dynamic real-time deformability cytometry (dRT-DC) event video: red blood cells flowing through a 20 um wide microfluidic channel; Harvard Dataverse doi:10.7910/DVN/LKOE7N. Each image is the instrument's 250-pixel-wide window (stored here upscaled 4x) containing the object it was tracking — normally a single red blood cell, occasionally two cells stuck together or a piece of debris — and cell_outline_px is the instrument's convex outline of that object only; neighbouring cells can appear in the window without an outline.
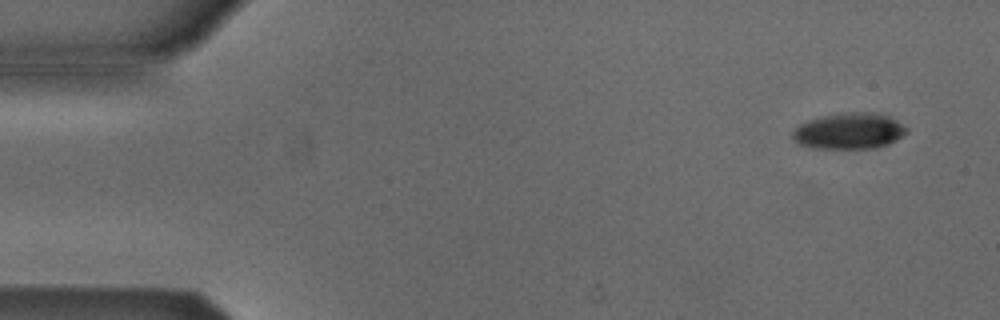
{"species": "Egyptian fruit bat (a non-hibernating species)", "species_latin": "Rousettus aegyptiacus", "temperature_condition": "cold", "stored_images_in_passage": 6, "camera_frame_rate_fps": 3000, "um_per_image_px": 0.085, "animal": {"sex": "male"}, "frame": {"image": 1, "passage_image": 1, "time_ms": 0.0, "image_size_px": [1000, 320], "cell_outline_px": [[908, 132], [896, 140], [888, 144], [876, 148], [812, 148], [800, 144], [792, 136], [792, 132], [800, 124], [808, 120], [820, 116], [852, 112], [872, 112], [888, 116], [896, 120], [908, 128]], "centroid_in_image_um": [72.2, 11.13], "position_along_channel_um": 12.8, "area_um2": 23.87}}
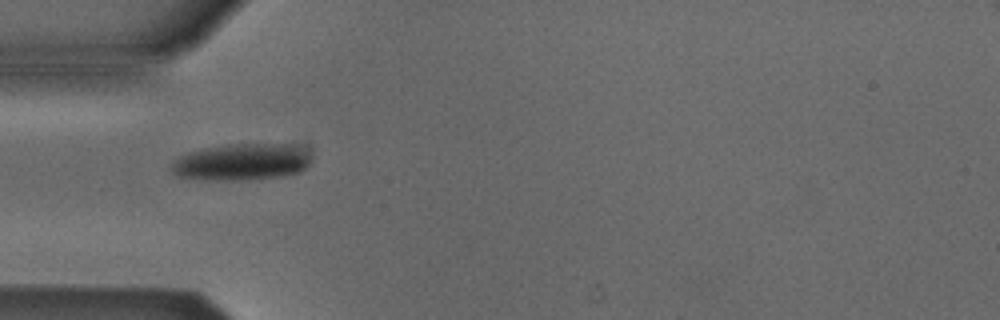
{"frame": {"image": 2, "passage_image": 4, "time_ms": 4.333, "image_size_px": [1000, 320], "cell_outline_px": [[308, 164], [300, 172], [280, 176], [228, 180], [220, 180], [176, 176], [172, 172], [172, 160], [188, 152], [204, 148], [224, 144], [300, 144], [308, 148]], "centroid_in_image_um": [20.55, 13.73], "position_along_channel_um": 64.4, "area_um2": 29.77}}
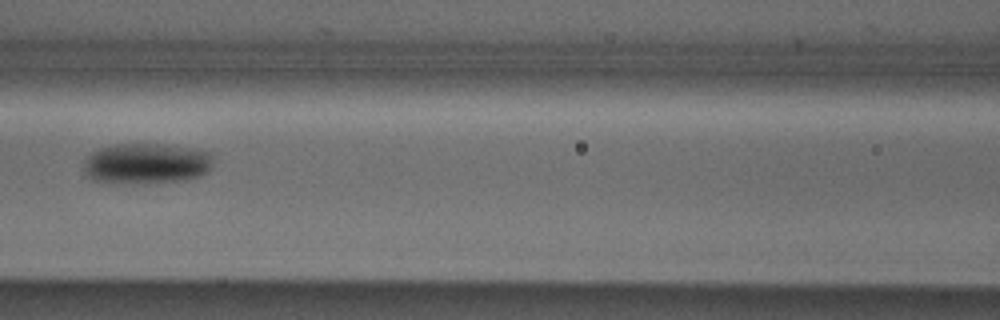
{"frame": {"image": 3, "passage_image": 6, "time_ms": 6.667, "image_size_px": [1000, 320], "cell_outline_px": [[212, 164], [208, 172], [200, 176], [188, 180], [140, 184], [112, 184], [96, 180], [88, 176], [84, 172], [84, 160], [92, 152], [100, 148], [112, 144], [164, 144], [196, 148], [212, 152]], "centroid_in_image_um": [12.46, 13.91], "position_along_channel_um": 154.1, "area_um2": 31.5}}